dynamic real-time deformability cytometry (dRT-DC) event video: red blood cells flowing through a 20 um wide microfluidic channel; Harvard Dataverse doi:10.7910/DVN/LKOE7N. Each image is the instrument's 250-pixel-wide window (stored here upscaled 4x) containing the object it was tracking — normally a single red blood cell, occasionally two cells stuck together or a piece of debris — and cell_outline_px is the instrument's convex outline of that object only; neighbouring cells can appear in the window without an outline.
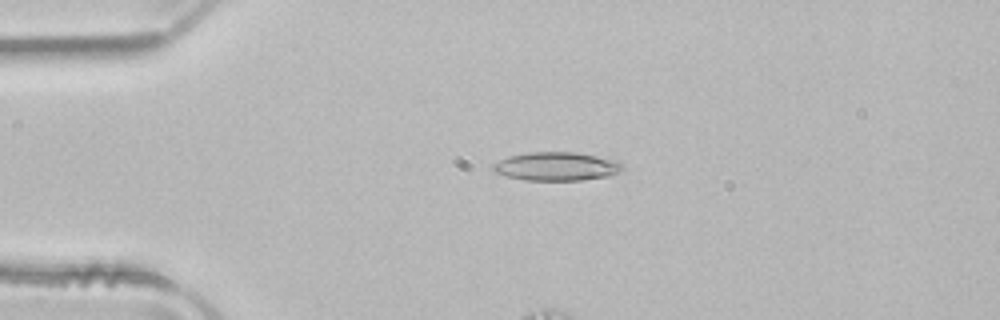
{"species": "common noctule bat (a hibernating species)", "species_latin": "Nyctalus noctula", "temperature_condition": "room temperature", "stored_images_in_passage": 11, "camera_frame_rate_fps": 3000, "um_per_image_px": 0.085, "animal": {"sex": "male", "body_mass_g": 21.5, "forearm_length_mm": 52.0}, "frame": {"image": 1, "passage_image": 7, "time_ms": 2.0, "image_size_px": [1000, 320], "cell_outline_px": [[624, 168], [608, 176], [580, 180], [524, 180], [508, 176], [496, 172], [492, 168], [492, 164], [508, 156], [528, 152], [576, 152], [620, 160], [624, 164]], "centroid_in_image_um": [47.33, 14.13], "position_along_channel_um": 37.7, "area_um2": 21.56}}